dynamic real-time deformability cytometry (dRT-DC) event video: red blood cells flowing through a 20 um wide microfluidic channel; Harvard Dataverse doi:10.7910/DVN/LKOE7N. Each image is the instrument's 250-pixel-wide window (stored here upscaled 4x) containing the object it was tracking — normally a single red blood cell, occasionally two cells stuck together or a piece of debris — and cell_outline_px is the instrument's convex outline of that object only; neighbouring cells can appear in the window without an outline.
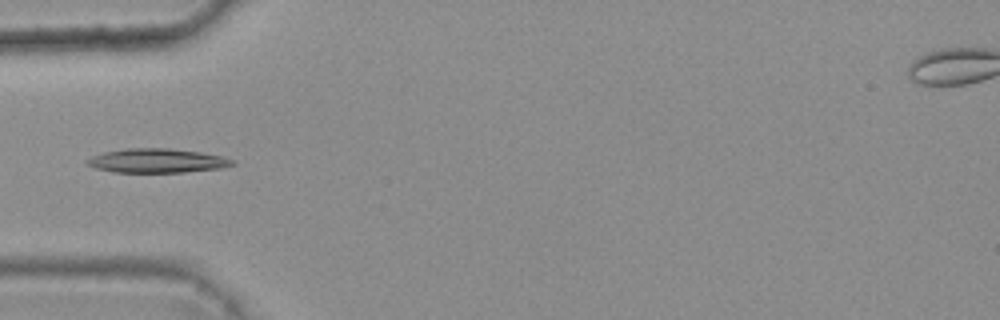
{"species": "common noctule bat (a hibernating species)", "species_latin": "Nyctalus noctula", "temperature_condition": "warm", "stored_images_in_passage": 7, "camera_frame_rate_fps": 3000, "um_per_image_px": 0.085, "animal": {"sex": "female", "body_mass_g": 25.1}, "frame": {"image": 1, "passage_image": 5, "time_ms": 1.333, "image_size_px": [1000, 320], "cell_outline_px": [[236, 164], [220, 168], [184, 172], [112, 172], [96, 168], [84, 164], [84, 160], [92, 156], [104, 152], [124, 148], [168, 148], [200, 152], [224, 156], [232, 160]], "centroid_in_image_um": [13.3, 13.65], "position_along_channel_um": 71.7, "area_um2": 20.52}}
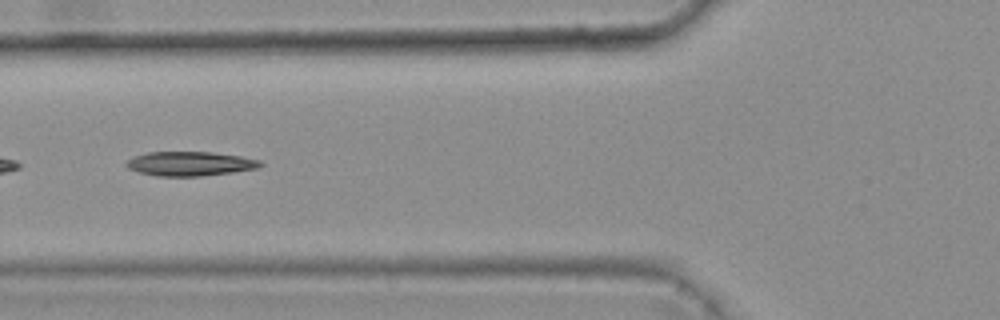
{"frame": {"image": 2, "passage_image": 6, "time_ms": 1.667, "image_size_px": [1000, 320], "cell_outline_px": [[264, 164], [260, 168], [232, 172], [200, 176], [156, 176], [140, 172], [128, 168], [124, 164], [128, 160], [136, 156], [148, 152], [212, 152], [240, 156], [260, 160]], "centroid_in_image_um": [16.18, 13.91], "position_along_channel_um": 109.6, "area_um2": 18.9}}
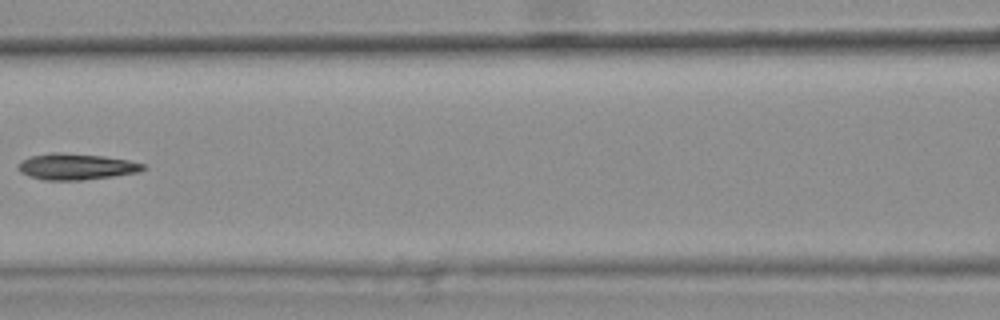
{"frame": {"image": 3, "passage_image": 7, "time_ms": 2.0, "image_size_px": [1000, 320], "cell_outline_px": [[148, 168], [140, 172], [84, 180], [44, 180], [28, 176], [20, 172], [16, 168], [24, 160], [32, 156], [52, 152], [60, 152], [104, 156], [128, 160], [144, 164]], "centroid_in_image_um": [6.5, 14.17], "position_along_channel_um": 160.1, "area_um2": 19.07}}